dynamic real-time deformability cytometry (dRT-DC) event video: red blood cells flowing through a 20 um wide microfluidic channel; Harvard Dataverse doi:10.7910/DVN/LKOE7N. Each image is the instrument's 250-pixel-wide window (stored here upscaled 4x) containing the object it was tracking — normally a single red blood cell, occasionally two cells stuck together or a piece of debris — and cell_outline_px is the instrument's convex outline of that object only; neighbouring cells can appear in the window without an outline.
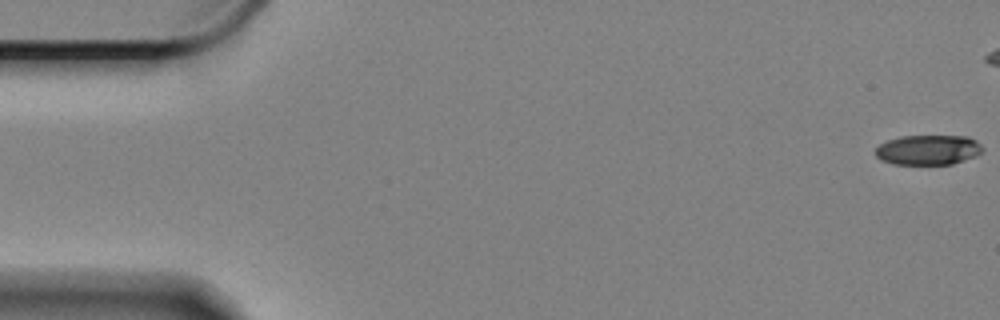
{"species": "Egyptian fruit bat (a non-hibernating species)", "species_latin": "Rousettus aegyptiacus", "temperature_condition": "cold", "stored_images_in_passage": 3, "camera_frame_rate_fps": 3000, "um_per_image_px": 0.085, "animal": {"sex": "female"}, "frame": {"image": 1, "passage_image": 1, "time_ms": 0.0, "image_size_px": [1000, 320], "cell_outline_px": [[984, 148], [980, 152], [972, 156], [952, 164], [896, 164], [884, 160], [876, 156], [876, 148], [880, 144], [888, 140], [900, 136], [968, 136], [976, 140]], "centroid_in_image_um": [78.89, 12.72], "position_along_channel_um": 6.1, "area_um2": 18.38}}